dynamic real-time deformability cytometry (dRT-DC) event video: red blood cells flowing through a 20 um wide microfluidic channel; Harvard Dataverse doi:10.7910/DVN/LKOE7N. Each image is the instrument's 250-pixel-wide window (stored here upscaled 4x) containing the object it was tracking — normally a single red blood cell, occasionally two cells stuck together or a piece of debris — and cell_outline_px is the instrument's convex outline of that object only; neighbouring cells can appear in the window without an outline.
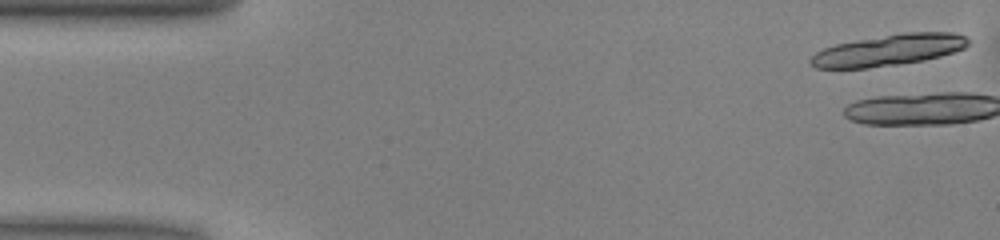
{"species": "common noctule bat (a hibernating species)", "species_latin": "Nyctalus noctula", "temperature_condition": "warm", "stored_images_in_passage": 3, "camera_frame_rate_fps": 3000, "um_per_image_px": 0.085, "animal": {"sex": "male", "body_mass_g": 13.0, "forearm_length_mm": 53.1}, "frame": {"image": 1, "passage_image": 1, "time_ms": 0.0, "image_size_px": [1000, 240], "cell_outline_px": [[968, 44], [964, 48], [940, 56], [924, 60], [900, 64], [868, 68], [816, 68], [808, 64], [808, 60], [816, 52], [824, 48], [836, 44], [856, 40], [904, 32], [956, 32], [964, 36], [968, 40]], "centroid_in_image_um": [75.51, 4.26], "position_along_channel_um": 9.5, "area_um2": 28.67}}